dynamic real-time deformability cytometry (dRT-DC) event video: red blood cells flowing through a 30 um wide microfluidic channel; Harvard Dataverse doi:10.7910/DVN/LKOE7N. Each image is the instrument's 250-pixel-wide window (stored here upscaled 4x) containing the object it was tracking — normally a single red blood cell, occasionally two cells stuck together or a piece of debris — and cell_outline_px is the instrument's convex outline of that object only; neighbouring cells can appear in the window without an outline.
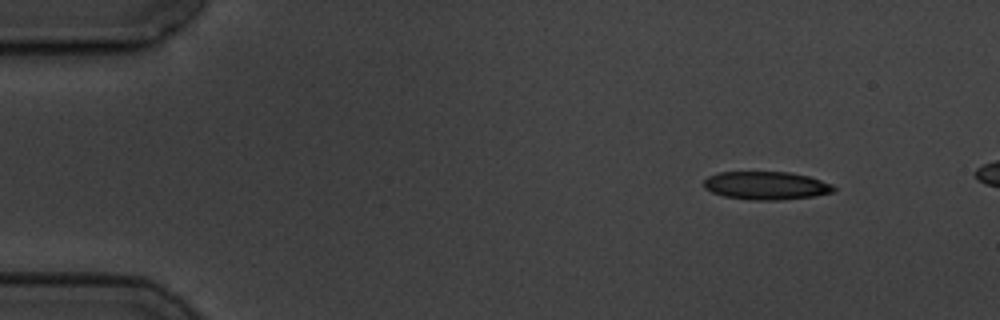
{"species": "common noctule bat (a hibernating species)", "species_latin": "Nyctalus noctula", "temperature_condition": "cold", "stored_images_in_passage": 5, "camera_frame_rate_fps": 3000, "um_per_image_px": 0.085, "animal": {"sex": "male", "body_mass_g": 19.5, "forearm_length_mm": 54.6}, "frame": {"image": 1, "passage_image": 2, "time_ms": 1.0, "image_size_px": [1000, 320], "cell_outline_px": [[836, 192], [816, 196], [780, 200], [752, 200], [724, 196], [712, 192], [704, 188], [704, 180], [708, 176], [720, 172], [788, 172], [808, 176], [832, 184], [836, 188]], "centroid_in_image_um": [65.15, 15.78], "position_along_channel_um": 19.8, "area_um2": 21.39}}